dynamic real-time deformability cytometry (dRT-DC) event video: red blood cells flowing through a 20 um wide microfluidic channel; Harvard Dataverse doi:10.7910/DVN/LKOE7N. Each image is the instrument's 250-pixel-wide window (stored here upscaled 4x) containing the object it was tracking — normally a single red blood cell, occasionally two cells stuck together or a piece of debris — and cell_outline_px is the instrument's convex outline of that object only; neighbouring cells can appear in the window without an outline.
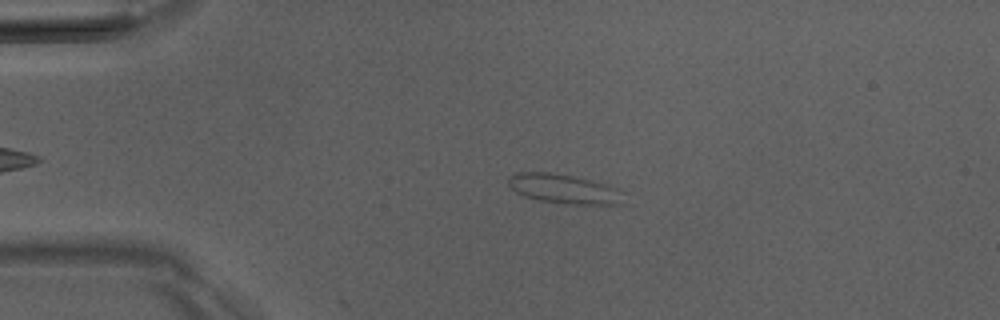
{"species": "Egyptian fruit bat (a non-hibernating species)", "species_latin": "Rousettus aegyptiacus", "temperature_condition": "room temperature", "stored_images_in_passage": 3, "camera_frame_rate_fps": 3000, "um_per_image_px": 0.085, "animal": {"sex": "male"}, "frame": {"image": 1, "passage_image": 2, "time_ms": 2.0, "image_size_px": [1000, 320], "cell_outline_px": [[628, 204], [564, 204], [536, 200], [524, 196], [516, 192], [508, 184], [508, 176], [516, 172], [548, 172], [572, 176], [620, 188], [624, 192]], "centroid_in_image_um": [47.99, 16.07], "position_along_channel_um": 37.0, "area_um2": 20.11}}